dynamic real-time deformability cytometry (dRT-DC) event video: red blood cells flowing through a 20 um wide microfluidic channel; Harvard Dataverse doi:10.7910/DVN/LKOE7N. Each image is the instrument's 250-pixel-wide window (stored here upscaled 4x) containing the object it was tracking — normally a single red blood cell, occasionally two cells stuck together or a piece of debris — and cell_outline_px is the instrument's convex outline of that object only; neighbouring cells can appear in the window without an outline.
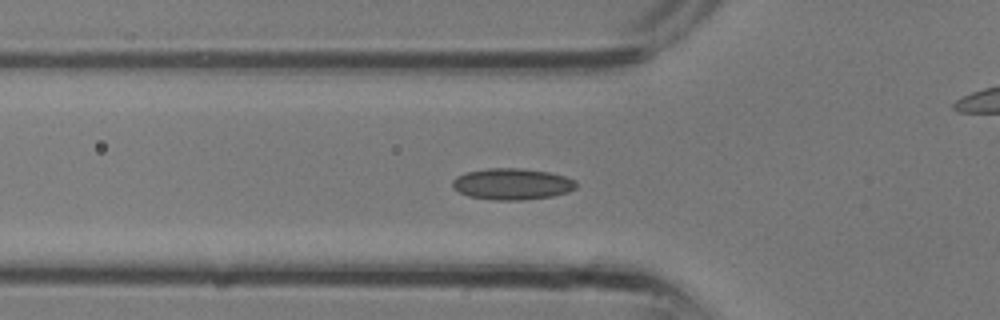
{"species": "common noctule bat (a hibernating species)", "species_latin": "Nyctalus noctula", "temperature_condition": "room temperature", "stored_images_in_passage": 28, "camera_frame_rate_fps": 3000, "um_per_image_px": 0.085, "animal": {"sex": "male", "body_mass_g": 13.3}, "frame": {"image": 1, "passage_image": 8, "time_ms": 2.333, "image_size_px": [1000, 320], "cell_outline_px": [[576, 188], [568, 192], [552, 196], [524, 200], [496, 200], [468, 196], [452, 188], [452, 180], [456, 176], [468, 172], [488, 168], [524, 168], [548, 172], [564, 176], [576, 180]], "centroid_in_image_um": [43.53, 15.64], "position_along_channel_um": 82.3, "area_um2": 22.66}}
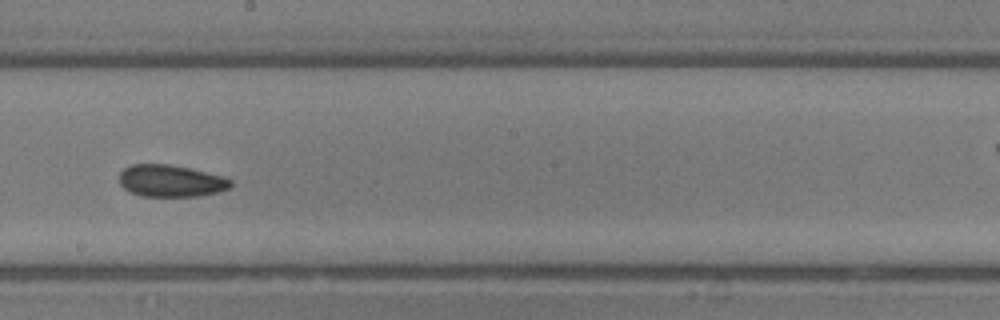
{"frame": {"image": 2, "passage_image": 15, "time_ms": 4.667, "image_size_px": [1000, 320], "cell_outline_px": [[232, 184], [228, 188], [216, 192], [200, 196], [140, 196], [124, 188], [120, 184], [120, 172], [124, 168], [132, 164], [168, 164], [188, 168], [224, 176], [232, 180]], "centroid_in_image_um": [14.51, 15.37], "position_along_channel_um": 233.7, "area_um2": 20.63}}
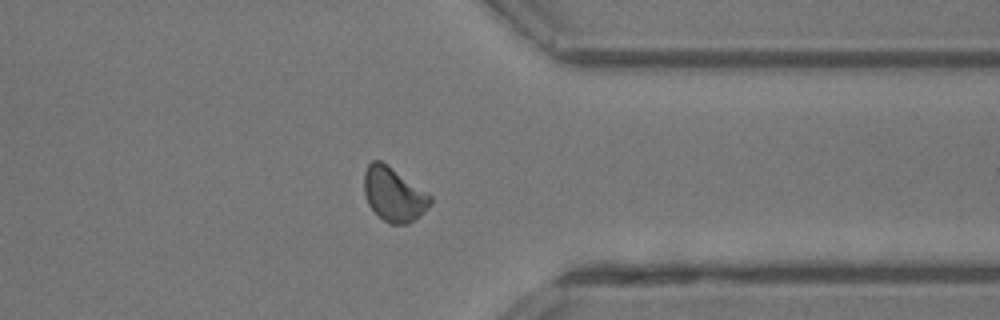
{"frame": {"image": 3, "passage_image": 22, "time_ms": 7.0, "image_size_px": [1000, 320], "cell_outline_px": [[432, 200], [428, 208], [420, 216], [408, 224], [388, 224], [368, 204], [364, 192], [364, 172], [368, 164], [372, 160], [380, 160], [432, 196]], "centroid_in_image_um": [33.46, 16.53], "position_along_channel_um": 377.9, "area_um2": 20.58}}